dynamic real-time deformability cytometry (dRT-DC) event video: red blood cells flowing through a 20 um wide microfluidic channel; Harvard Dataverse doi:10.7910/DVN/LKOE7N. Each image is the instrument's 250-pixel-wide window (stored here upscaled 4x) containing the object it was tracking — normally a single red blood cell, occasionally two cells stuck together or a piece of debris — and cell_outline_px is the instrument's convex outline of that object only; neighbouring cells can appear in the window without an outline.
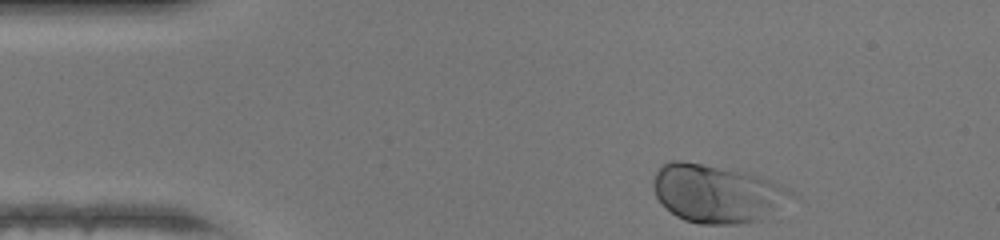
{"species": "human", "species_latin": "Homo sapiens", "temperature_condition": "warm", "stored_images_in_passage": 42, "camera_frame_rate_fps": 3000, "um_per_image_px": 0.085, "donor": {"sex": "female"}, "frame": {"image": 1, "passage_image": 1, "time_ms": 0.0, "image_size_px": [1000, 240], "cell_outline_px": [[796, 196], [760, 220], [736, 224], [700, 224], [684, 220], [676, 216], [656, 196], [652, 184], [652, 180], [660, 164], [672, 160], [680, 160], [748, 172], [772, 180], [796, 192]], "centroid_in_image_um": [60.94, 16.43], "position_along_channel_um": 24.1, "area_um2": 46.82}}
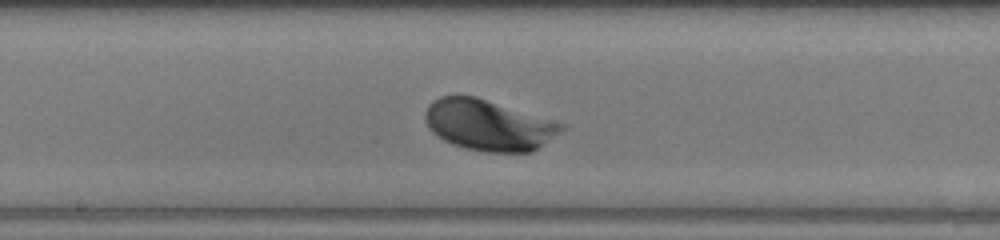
{"frame": {"image": 2, "passage_image": 19, "time_ms": 6.0, "image_size_px": [1000, 240], "cell_outline_px": [[568, 128], [532, 152], [484, 152], [464, 148], [452, 144], [436, 136], [428, 128], [424, 120], [424, 112], [428, 104], [432, 100], [440, 96], [476, 96], [568, 124]], "centroid_in_image_um": [41.54, 10.63], "position_along_channel_um": 206.7, "area_um2": 41.04}}
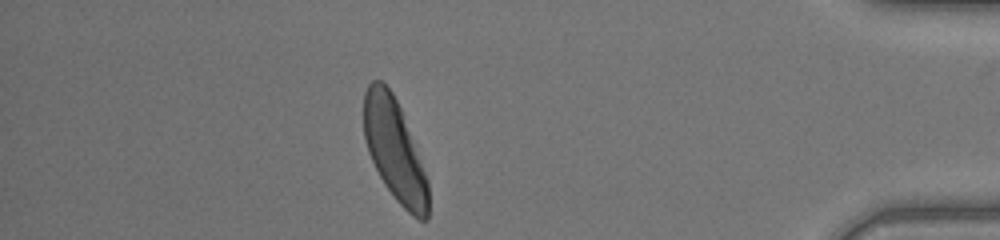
{"frame": {"image": 3, "passage_image": 36, "time_ms": 11.667, "image_size_px": [1000, 240], "cell_outline_px": [[428, 220], [420, 220], [412, 216], [396, 200], [384, 184], [368, 152], [364, 140], [364, 92], [368, 84], [372, 80], [380, 80], [392, 92], [400, 108], [428, 180]], "centroid_in_image_um": [33.52, 12.77], "position_along_channel_um": 401.7, "area_um2": 37.74}, "authors_computed_cell_mechanics": {"area_um2": 40.171, "velocity_mm_per_s": 4.25, "shape_relaxation_time_tau1_ms": 0.9747, "shape_relaxation_time_tau2_ms": null, "deformation_change_tau1": 0.0969, "deformation_change_tau2": null}}